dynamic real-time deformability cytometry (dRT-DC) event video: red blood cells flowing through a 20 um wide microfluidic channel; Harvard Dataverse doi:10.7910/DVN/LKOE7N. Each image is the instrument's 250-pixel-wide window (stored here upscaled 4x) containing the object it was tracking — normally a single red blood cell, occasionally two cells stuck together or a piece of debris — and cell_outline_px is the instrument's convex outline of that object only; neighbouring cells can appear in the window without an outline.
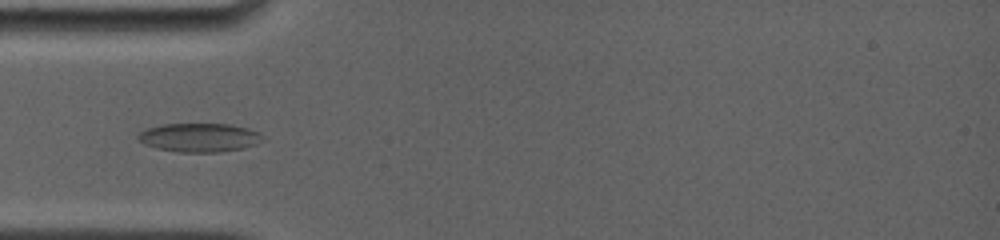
{"species": "common noctule bat (a hibernating species)", "species_latin": "Nyctalus noctula", "temperature_condition": "room temperature", "stored_images_in_passage": 40, "camera_frame_rate_fps": 4000, "um_per_image_px": 0.085, "animal": {"sex": "female", "body_mass_g": 19.0, "forearm_length_mm": 56.7}, "frame": {"image": 1, "passage_image": 7, "time_ms": 4.25, "image_size_px": [1000, 240], "cell_outline_px": [[264, 136], [256, 144], [240, 148], [216, 152], [180, 152], [156, 148], [140, 140], [136, 136], [140, 132], [148, 128], [160, 124], [232, 124], [248, 128]], "centroid_in_image_um": [16.93, 11.68], "position_along_channel_um": 68.1, "area_um2": 20.52}}
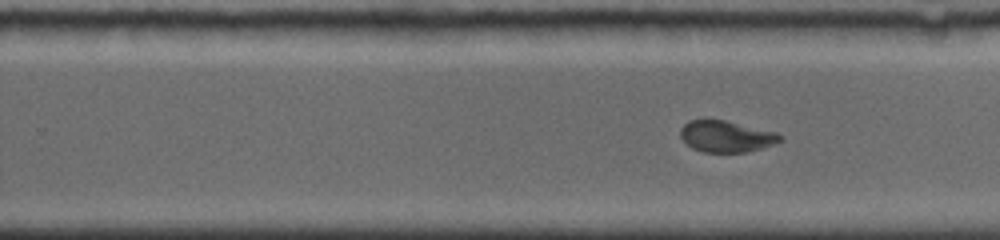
{"frame": {"image": 2, "passage_image": 21, "time_ms": 9.5, "image_size_px": [1000, 240], "cell_outline_px": [[784, 140], [748, 152], [704, 152], [692, 148], [680, 136], [680, 128], [688, 120], [724, 120], [776, 132], [784, 136]], "centroid_in_image_um": [61.74, 11.59], "position_along_channel_um": 268.1, "area_um2": 18.15}}
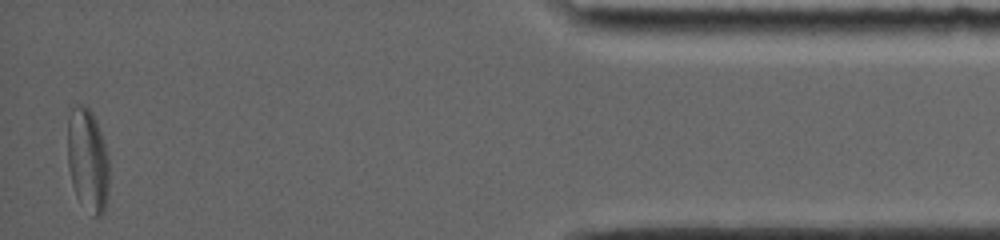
{"frame": {"image": 3, "passage_image": 40, "time_ms": 15.25, "image_size_px": [1000, 240], "cell_outline_px": [[108, 192], [104, 212], [100, 216], [92, 216], [76, 196], [72, 184], [68, 168], [68, 116], [72, 108], [80, 104], [84, 104], [92, 112], [96, 120], [108, 156]], "centroid_in_image_um": [7.45, 13.62], "position_along_channel_um": 427.8, "area_um2": 24.97}, "authors_computed_cell_mechanics": {"area_um2": 19.941, "velocity_mm_per_s": 3.8105, "shape_relaxation_time_tau1_ms": null, "shape_relaxation_time_tau2_ms": 1.6395, "deformation_change_tau1": null, "deformation_change_tau2": 0.0509}}